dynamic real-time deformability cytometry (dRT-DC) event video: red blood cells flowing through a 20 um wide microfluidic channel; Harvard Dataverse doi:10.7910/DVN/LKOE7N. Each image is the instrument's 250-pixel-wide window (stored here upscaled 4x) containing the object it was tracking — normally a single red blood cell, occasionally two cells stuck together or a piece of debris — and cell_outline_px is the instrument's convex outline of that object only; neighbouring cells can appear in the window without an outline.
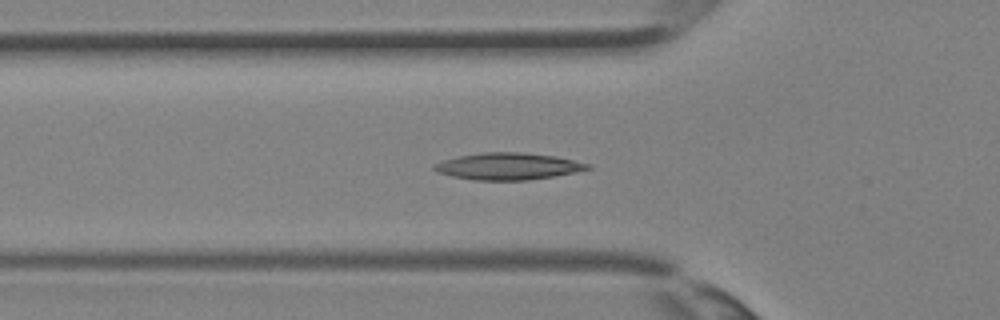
{"species": "Egyptian fruit bat (a non-hibernating species)", "species_latin": "Rousettus aegyptiacus", "temperature_condition": "room temperature", "stored_images_in_passage": 36, "camera_frame_rate_fps": 3000, "um_per_image_px": 0.085, "animal": {"sex": "female"}, "frame": {"image": 1, "passage_image": 12, "time_ms": 3.667, "image_size_px": [1000, 320], "cell_outline_px": [[592, 168], [552, 176], [528, 180], [476, 180], [452, 176], [436, 172], [432, 168], [432, 164], [456, 156], [480, 152], [524, 152], [556, 156], [592, 164]], "centroid_in_image_um": [43.15, 14.12], "position_along_channel_um": 82.7, "area_um2": 24.1}}
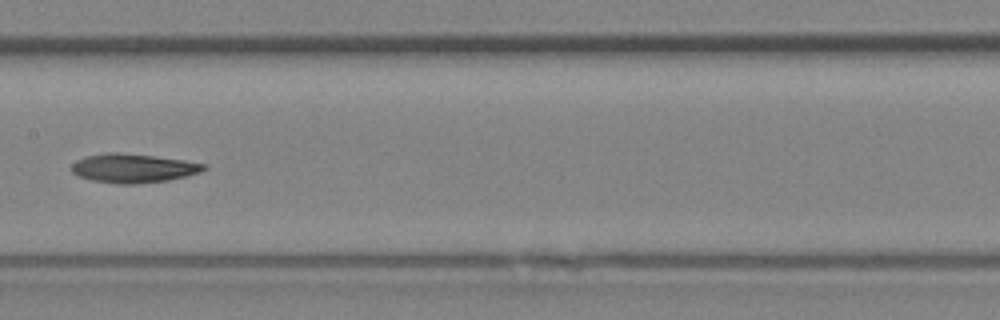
{"frame": {"image": 2, "passage_image": 18, "time_ms": 5.667, "image_size_px": [1000, 320], "cell_outline_px": [[208, 168], [200, 172], [168, 180], [136, 184], [120, 184], [92, 180], [80, 176], [72, 172], [72, 164], [76, 160], [84, 156], [104, 152], [116, 152], [152, 156], [184, 160], [208, 164]], "centroid_in_image_um": [11.33, 14.29], "position_along_channel_um": 196.1, "area_um2": 22.25}}
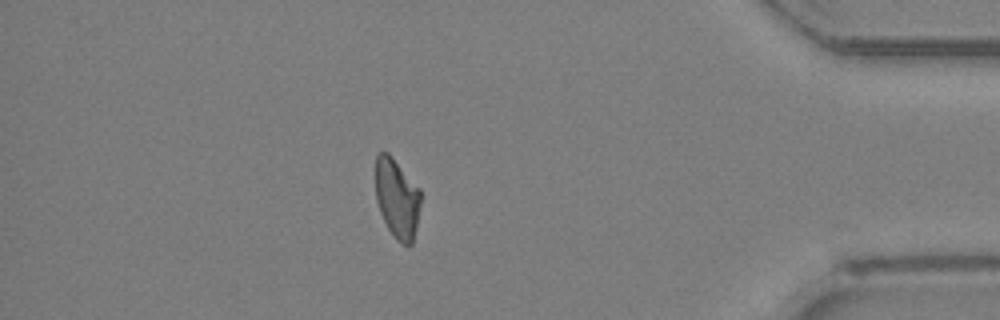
{"frame": {"image": 3, "passage_image": 31, "time_ms": 10.0, "image_size_px": [1000, 320], "cell_outline_px": [[420, 204], [416, 228], [412, 244], [400, 244], [396, 240], [388, 228], [380, 212], [376, 200], [376, 156], [380, 152], [388, 152], [392, 156], [420, 188]], "centroid_in_image_um": [33.75, 16.85], "position_along_channel_um": 401.5, "area_um2": 20.92}}